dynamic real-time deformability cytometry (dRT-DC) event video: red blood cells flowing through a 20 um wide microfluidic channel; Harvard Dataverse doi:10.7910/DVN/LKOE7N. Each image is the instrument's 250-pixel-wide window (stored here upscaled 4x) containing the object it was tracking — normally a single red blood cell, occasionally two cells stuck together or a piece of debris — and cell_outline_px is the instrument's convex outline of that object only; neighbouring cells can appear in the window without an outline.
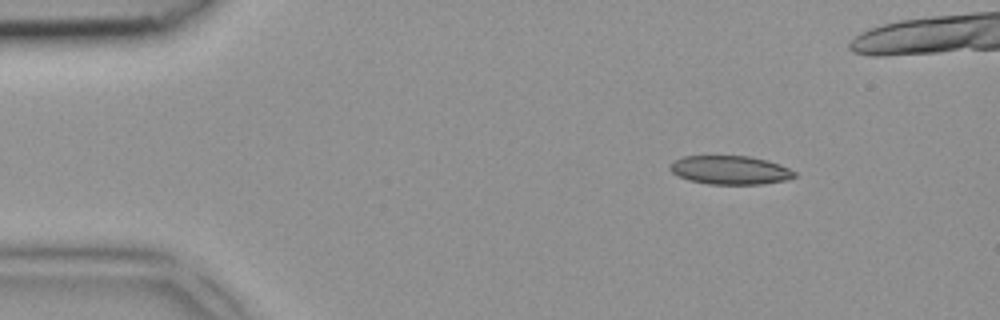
{"species": "common noctule bat (a hibernating species)", "species_latin": "Nyctalus noctula", "temperature_condition": "room temperature", "stored_images_in_passage": 4, "camera_frame_rate_fps": 3000, "um_per_image_px": 0.085, "animal": {"sex": "female", "body_mass_g": 18.4}, "frame": {"image": 1, "passage_image": 1, "time_ms": 0.0, "image_size_px": [1000, 320], "cell_outline_px": [[796, 176], [788, 180], [760, 184], [708, 184], [688, 180], [672, 172], [668, 168], [676, 160], [684, 156], [748, 156], [768, 160], [780, 164], [796, 172]], "centroid_in_image_um": [62.1, 14.46], "position_along_channel_um": 22.9, "area_um2": 20.75}}